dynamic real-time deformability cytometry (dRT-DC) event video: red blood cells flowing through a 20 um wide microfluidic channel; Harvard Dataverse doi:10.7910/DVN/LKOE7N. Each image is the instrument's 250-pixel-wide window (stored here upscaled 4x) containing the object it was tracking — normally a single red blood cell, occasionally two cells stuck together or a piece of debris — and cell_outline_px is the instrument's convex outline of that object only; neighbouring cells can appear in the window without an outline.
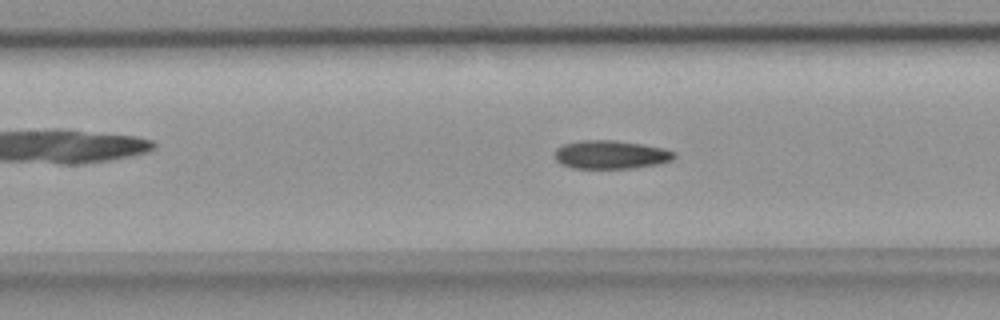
{"species": "common noctule bat (a hibernating species)", "species_latin": "Nyctalus noctula", "temperature_condition": "room temperature", "stored_images_in_passage": 48, "camera_frame_rate_fps": 3000, "um_per_image_px": 0.085, "animal": {"sex": "female", "body_mass_g": 18.4}, "frame": {"image": 1, "passage_image": 21, "time_ms": 6.667, "image_size_px": [1000, 320], "cell_outline_px": [[676, 156], [672, 160], [660, 164], [632, 168], [572, 168], [560, 164], [556, 160], [556, 148], [564, 144], [580, 140], [616, 140], [664, 148], [676, 152]], "centroid_in_image_um": [51.94, 13.14], "position_along_channel_um": 155.5, "area_um2": 19.88}}
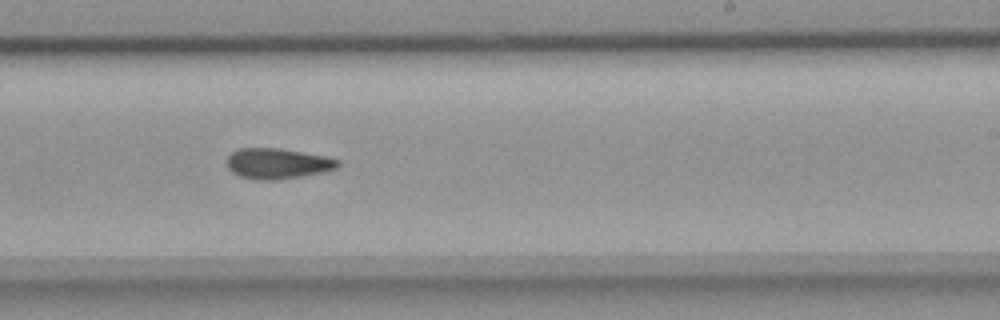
{"frame": {"image": 2, "passage_image": 29, "time_ms": 9.333, "image_size_px": [1000, 320], "cell_outline_px": [[340, 164], [336, 168], [328, 172], [304, 176], [276, 180], [256, 180], [240, 176], [232, 172], [228, 168], [228, 156], [232, 152], [240, 148], [280, 148], [328, 156], [340, 160]], "centroid_in_image_um": [23.65, 13.9], "position_along_channel_um": 265.3, "area_um2": 20.06}}
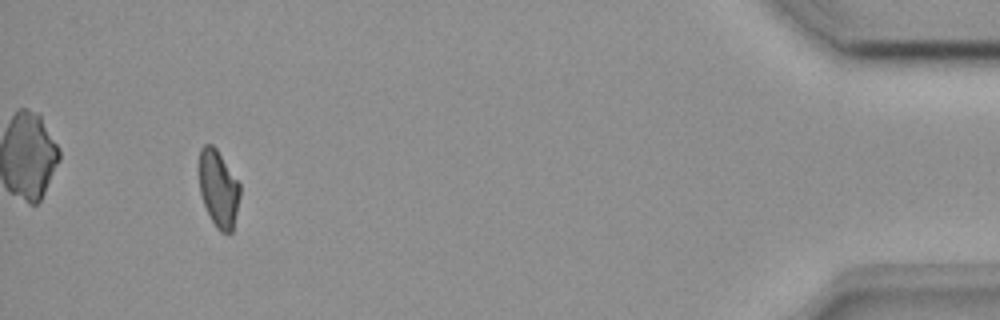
{"frame": {"image": 3, "passage_image": 45, "time_ms": 14.667, "image_size_px": [1000, 320], "cell_outline_px": [[240, 196], [232, 232], [228, 236], [220, 232], [216, 228], [204, 204], [200, 192], [200, 148], [204, 144], [212, 144], [216, 148], [240, 184]], "centroid_in_image_um": [18.59, 16.07], "position_along_channel_um": 416.6, "area_um2": 18.21}}